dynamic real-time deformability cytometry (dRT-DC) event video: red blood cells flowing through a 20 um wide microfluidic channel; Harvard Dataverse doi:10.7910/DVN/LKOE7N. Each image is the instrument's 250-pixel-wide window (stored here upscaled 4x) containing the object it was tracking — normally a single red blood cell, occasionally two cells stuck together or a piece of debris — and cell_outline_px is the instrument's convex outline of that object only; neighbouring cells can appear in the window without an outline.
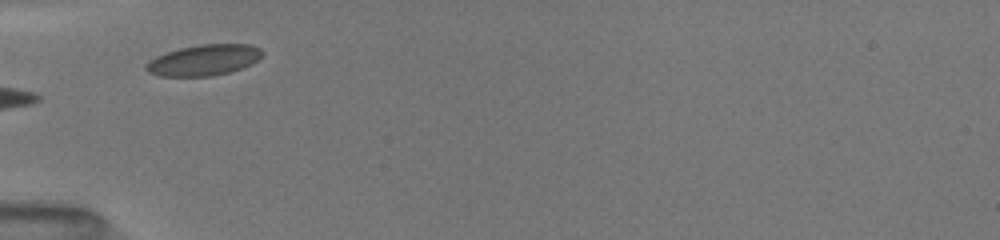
{"species": "common noctule bat (a hibernating species)", "species_latin": "Nyctalus noctula", "temperature_condition": "room temperature", "stored_images_in_passage": 27, "camera_frame_rate_fps": 3000, "um_per_image_px": 0.085, "animal": {"sex": "female", "body_mass_g": 19.5, "forearm_length_mm": 54.1}, "frame": {"image": 1, "passage_image": 1, "time_ms": 0.0, "image_size_px": [1000, 240], "cell_outline_px": [[264, 52], [256, 60], [240, 68], [228, 72], [212, 76], [160, 76], [148, 72], [144, 68], [144, 64], [148, 60], [156, 56], [180, 48], [200, 44], [248, 44], [260, 48]], "centroid_in_image_um": [17.27, 5.1], "position_along_channel_um": 67.7, "area_um2": 20.75}, "authors_computed_cell_mechanics": {"area_um2": 23.8714, "velocity_mm_per_s": 4.0065, "shape_relaxation_time_tau1_ms": 3.9743, "shape_relaxation_time_tau2_ms": 3.2367, "deformation_change_tau1": 0.0899, "deformation_change_tau2": 0.0873}}